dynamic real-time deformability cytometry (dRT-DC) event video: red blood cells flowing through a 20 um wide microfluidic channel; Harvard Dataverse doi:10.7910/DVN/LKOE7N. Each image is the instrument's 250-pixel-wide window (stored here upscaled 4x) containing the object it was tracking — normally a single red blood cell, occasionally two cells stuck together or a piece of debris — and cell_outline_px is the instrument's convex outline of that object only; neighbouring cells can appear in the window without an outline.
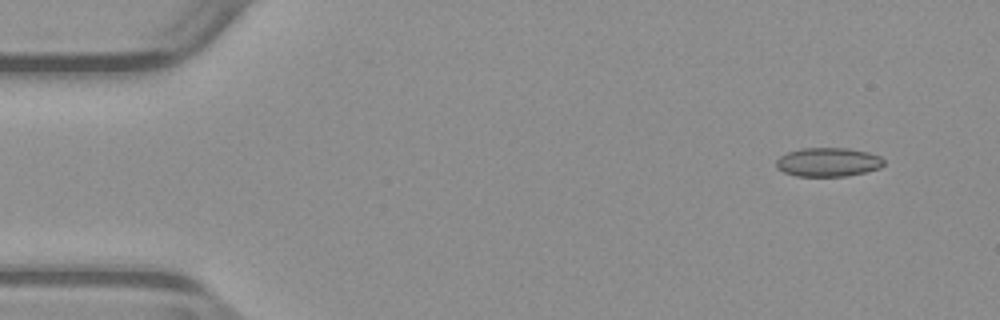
{"species": "common noctule bat (a hibernating species)", "species_latin": "Nyctalus noctula", "temperature_condition": "warm", "stored_images_in_passage": 49, "camera_frame_rate_fps": 3000, "um_per_image_px": 0.085, "animal": {"sex": "male", "body_mass_g": 23.1, "forearm_length_mm": 52.7}, "frame": {"image": 1, "passage_image": 1, "time_ms": 0.0, "image_size_px": [1000, 320], "cell_outline_px": [[884, 164], [880, 168], [848, 176], [796, 176], [784, 172], [776, 168], [776, 160], [780, 156], [788, 152], [800, 148], [848, 148], [868, 152], [880, 156], [884, 160]], "centroid_in_image_um": [70.38, 13.78], "position_along_channel_um": 14.6, "area_um2": 18.21}}
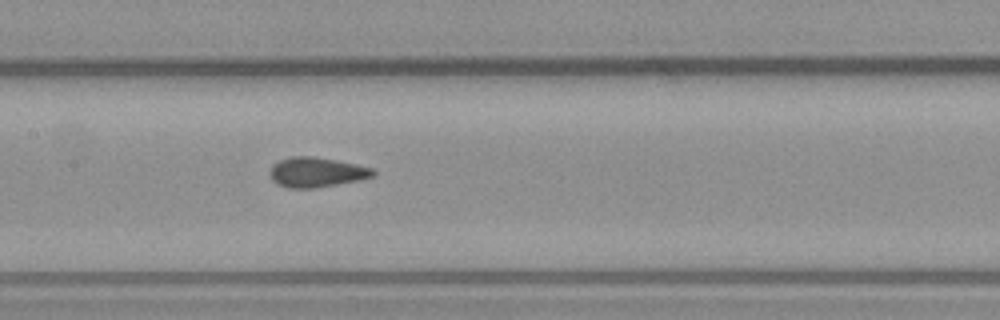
{"frame": {"image": 2, "passage_image": 22, "time_ms": 7.0, "image_size_px": [1000, 320], "cell_outline_px": [[376, 176], [360, 180], [316, 188], [288, 188], [276, 184], [272, 180], [268, 172], [272, 164], [280, 160], [292, 156], [312, 156], [336, 160], [356, 164], [372, 168], [376, 172]], "centroid_in_image_um": [26.89, 14.64], "position_along_channel_um": 180.5, "area_um2": 18.21}}
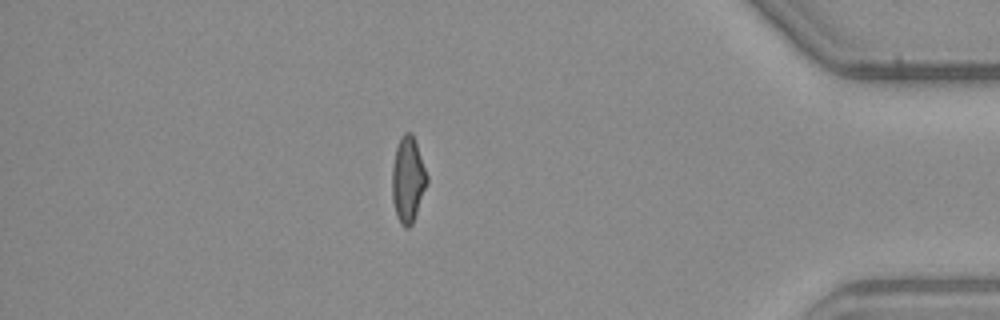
{"frame": {"image": 3, "passage_image": 42, "time_ms": 13.667, "image_size_px": [1000, 320], "cell_outline_px": [[428, 184], [412, 224], [408, 228], [404, 228], [400, 224], [396, 216], [392, 200], [392, 164], [396, 148], [400, 136], [404, 132], [412, 132], [428, 176]], "centroid_in_image_um": [34.67, 15.28], "position_along_channel_um": 400.5, "area_um2": 17.69}, "authors_computed_cell_mechanics": {"area_um2": 17.8602, "velocity_mm_per_s": 3.9461, "shape_relaxation_time_tau1_ms": null, "shape_relaxation_time_tau2_ms": 1.224, "deformation_change_tau1": null, "deformation_change_tau2": 0.0729}}